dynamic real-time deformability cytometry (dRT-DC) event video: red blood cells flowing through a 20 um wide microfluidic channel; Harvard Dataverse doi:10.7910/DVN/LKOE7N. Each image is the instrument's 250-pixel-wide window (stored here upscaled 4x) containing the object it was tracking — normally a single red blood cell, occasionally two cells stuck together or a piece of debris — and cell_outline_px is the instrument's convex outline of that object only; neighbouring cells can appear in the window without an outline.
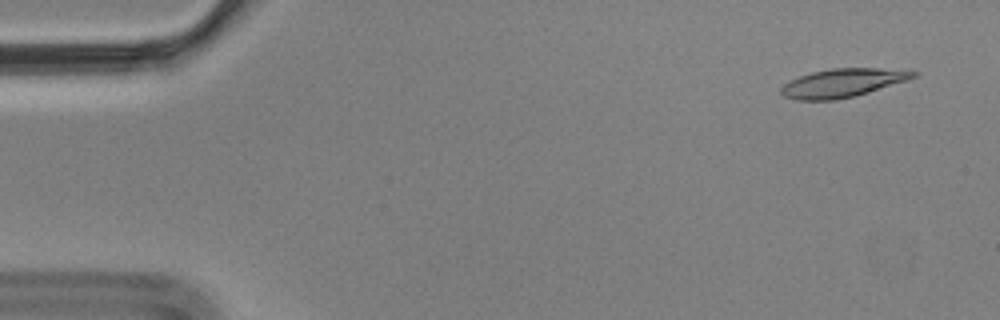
{"species": "Egyptian fruit bat (a non-hibernating species)", "species_latin": "Rousettus aegyptiacus", "temperature_condition": "cold", "stored_images_in_passage": 6, "camera_frame_rate_fps": 3000, "um_per_image_px": 0.085, "animal": {"sex": "male"}, "frame": {"image": 1, "passage_image": 1, "time_ms": 0.0, "image_size_px": [1000, 320], "cell_outline_px": [[920, 72], [916, 76], [908, 80], [856, 96], [836, 100], [796, 100], [784, 96], [780, 92], [780, 88], [784, 84], [800, 76], [812, 72], [832, 68], [880, 68]], "centroid_in_image_um": [71.63, 7.05], "position_along_channel_um": 13.4, "area_um2": 21.91}}